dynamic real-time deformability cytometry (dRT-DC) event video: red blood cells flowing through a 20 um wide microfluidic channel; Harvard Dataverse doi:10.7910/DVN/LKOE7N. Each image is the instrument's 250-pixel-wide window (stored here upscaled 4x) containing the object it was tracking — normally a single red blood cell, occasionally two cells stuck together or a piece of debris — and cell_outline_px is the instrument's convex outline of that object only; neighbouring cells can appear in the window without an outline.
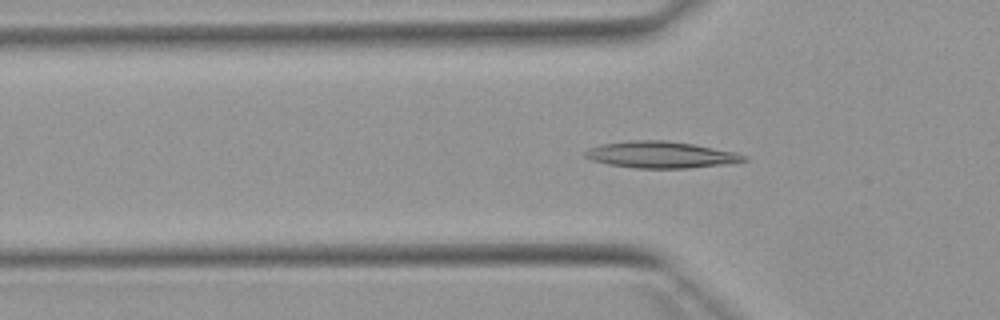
{"species": "Egyptian fruit bat (a non-hibernating species)", "species_latin": "Rousettus aegyptiacus", "temperature_condition": "warm", "stored_images_in_passage": 48, "camera_frame_rate_fps": 3000, "um_per_image_px": 0.085, "animal": {"sex": "female"}, "frame": {"image": 1, "passage_image": 13, "time_ms": 4.0, "image_size_px": [1000, 320], "cell_outline_px": [[748, 160], [732, 164], [688, 168], [636, 168], [608, 164], [592, 160], [584, 156], [584, 152], [588, 148], [600, 144], [628, 140], [668, 140], [692, 144], [736, 152], [748, 156]], "centroid_in_image_um": [56.2, 13.15], "position_along_channel_um": 69.6, "area_um2": 24.85}}
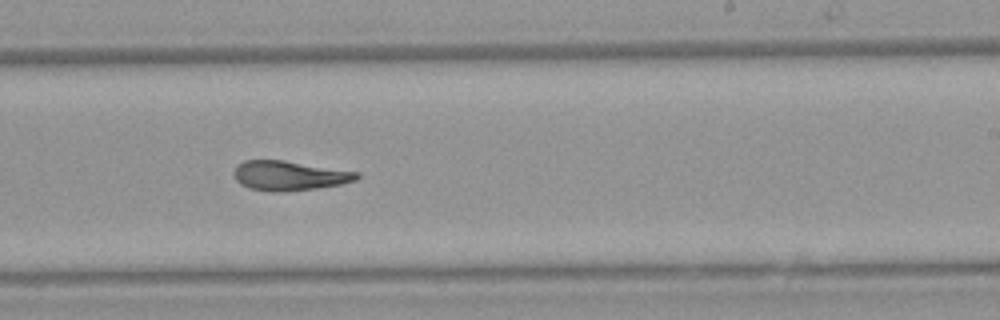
{"frame": {"image": 2, "passage_image": 28, "time_ms": 9.0, "image_size_px": [1000, 320], "cell_outline_px": [[360, 176], [356, 180], [340, 184], [316, 188], [284, 192], [268, 192], [248, 188], [240, 184], [236, 180], [232, 172], [236, 164], [244, 160], [284, 160], [360, 172]], "centroid_in_image_um": [24.55, 14.93], "position_along_channel_um": 264.5, "area_um2": 21.5}}
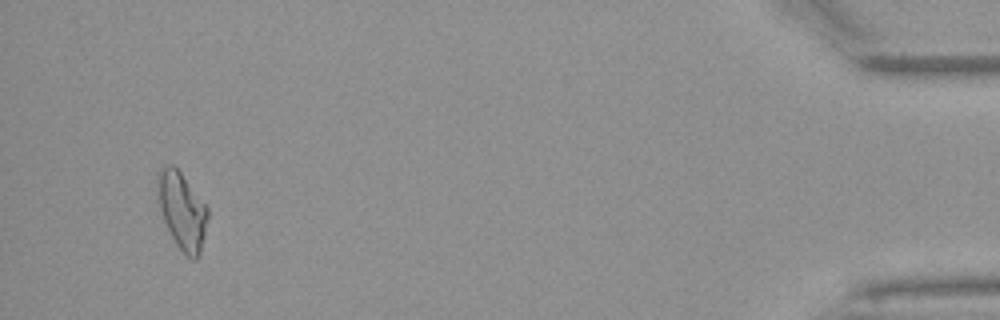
{"frame": {"image": 3, "passage_image": 46, "time_ms": 15.0, "image_size_px": [1000, 320], "cell_outline_px": [[208, 220], [200, 252], [196, 260], [192, 260], [176, 244], [164, 220], [160, 208], [156, 184], [156, 180], [160, 168], [168, 164], [172, 164], [180, 172], [208, 208]], "centroid_in_image_um": [15.47, 17.89], "position_along_channel_um": 419.7, "area_um2": 22.14}, "authors_computed_cell_mechanics": {"area_um2": 21.7039, "velocity_mm_per_s": 3.9022, "shape_relaxation_time_tau1_ms": null, "shape_relaxation_time_tau2_ms": 4.8524, "deformation_change_tau1": null, "deformation_change_tau2": 0.1274}}